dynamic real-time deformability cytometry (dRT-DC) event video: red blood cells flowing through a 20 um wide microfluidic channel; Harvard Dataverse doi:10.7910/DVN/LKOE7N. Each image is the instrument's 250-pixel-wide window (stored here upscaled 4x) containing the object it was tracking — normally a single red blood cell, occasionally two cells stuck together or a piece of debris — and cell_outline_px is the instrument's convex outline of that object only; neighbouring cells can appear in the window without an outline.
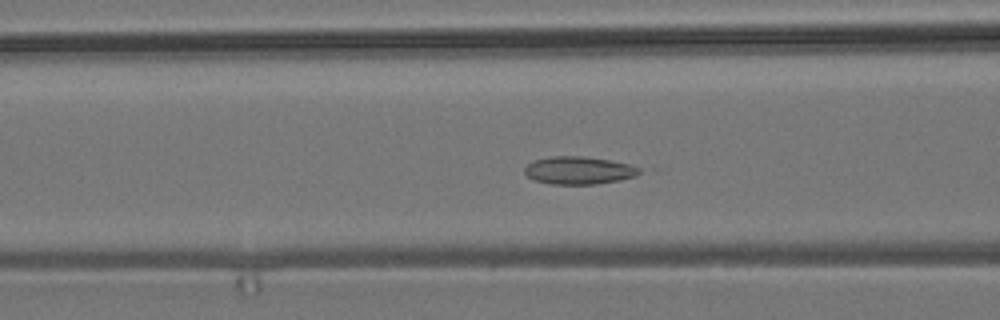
{"species": "common noctule bat (a hibernating species)", "species_latin": "Nyctalus noctula", "temperature_condition": "room temperature", "stored_images_in_passage": 55, "camera_frame_rate_fps": 3000, "um_per_image_px": 0.085, "animal": {"sex": "male", "body_mass_g": 19.2, "forearm_length_mm": 51.8}, "frame": {"image": 1, "passage_image": 22, "time_ms": 7.0, "image_size_px": [1000, 320], "cell_outline_px": [[644, 172], [636, 176], [620, 180], [596, 184], [552, 184], [536, 180], [528, 176], [524, 172], [524, 168], [528, 164], [536, 160], [552, 156], [580, 156], [608, 160], [632, 164], [640, 168]], "centroid_in_image_um": [49.26, 14.48], "position_along_channel_um": 117.3, "area_um2": 18.5}}
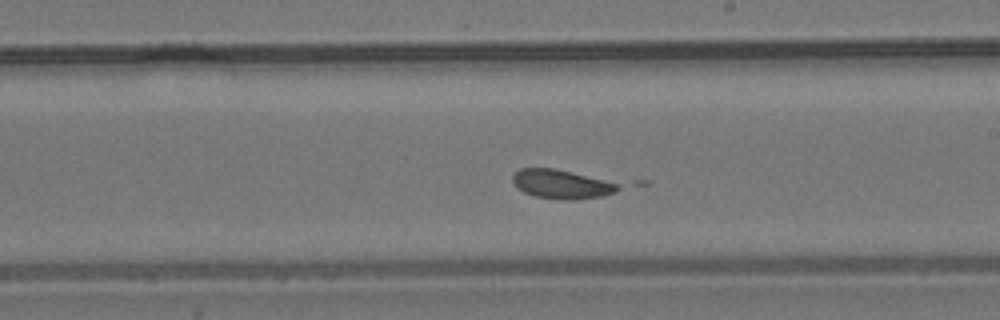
{"frame": {"image": 2, "passage_image": 32, "time_ms": 10.333, "image_size_px": [1000, 320], "cell_outline_px": [[648, 184], [600, 196], [572, 200], [564, 200], [536, 196], [524, 192], [516, 188], [512, 180], [512, 176], [520, 168], [552, 168], [648, 180]], "centroid_in_image_um": [48.49, 15.59], "position_along_channel_um": 240.5, "area_um2": 21.21}}
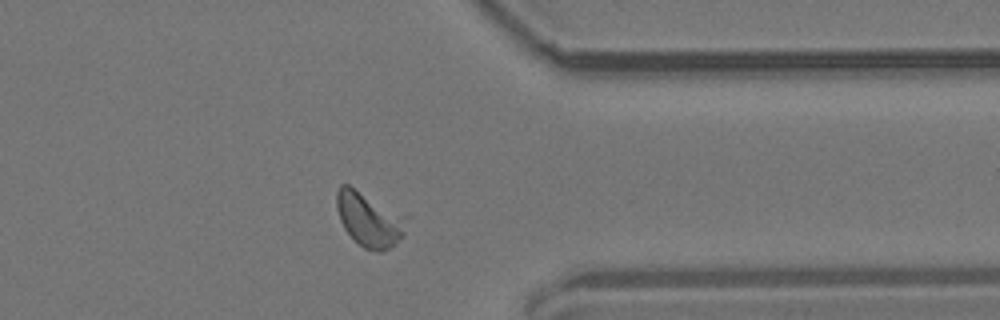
{"frame": {"image": 3, "passage_image": 44, "time_ms": 14.333, "image_size_px": [1000, 320], "cell_outline_px": [[408, 216], [404, 236], [388, 248], [380, 252], [376, 252], [364, 248], [344, 228], [340, 220], [336, 208], [336, 192], [340, 184], [348, 184]], "centroid_in_image_um": [31.39, 18.62], "position_along_channel_um": 380.0, "area_um2": 22.2}}